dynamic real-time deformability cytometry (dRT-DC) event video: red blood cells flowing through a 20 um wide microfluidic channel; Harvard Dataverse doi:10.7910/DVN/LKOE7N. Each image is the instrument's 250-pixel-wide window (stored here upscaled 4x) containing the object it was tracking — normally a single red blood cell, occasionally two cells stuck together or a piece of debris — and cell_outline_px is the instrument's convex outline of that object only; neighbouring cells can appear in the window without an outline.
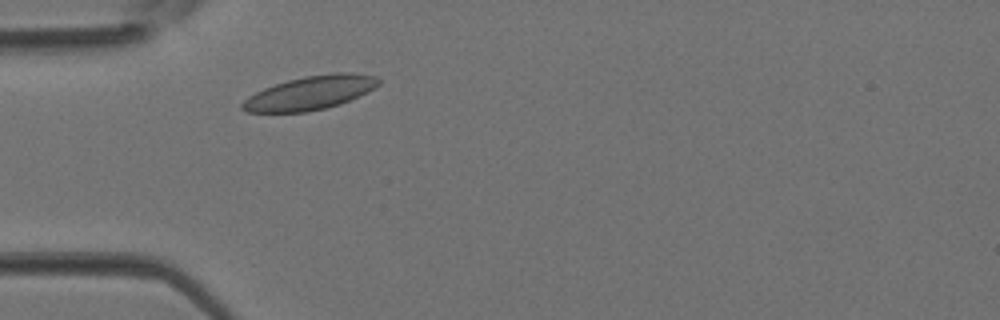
{"species": "Egyptian fruit bat (a non-hibernating species)", "species_latin": "Rousettus aegyptiacus", "temperature_condition": "room temperature", "stored_images_in_passage": 1, "camera_frame_rate_fps": 3000, "um_per_image_px": 0.085, "animal": {"sex": "female"}, "frame": {"image": 1, "passage_image": 1, "time_ms": 0.0, "image_size_px": [1000, 320], "cell_outline_px": [[380, 84], [340, 104], [308, 112], [248, 112], [240, 108], [240, 104], [248, 96], [264, 88], [288, 80], [304, 76], [336, 72], [352, 72], [376, 76], [380, 80]], "centroid_in_image_um": [26.33, 7.88], "position_along_channel_um": 58.7, "area_um2": 26.53}}